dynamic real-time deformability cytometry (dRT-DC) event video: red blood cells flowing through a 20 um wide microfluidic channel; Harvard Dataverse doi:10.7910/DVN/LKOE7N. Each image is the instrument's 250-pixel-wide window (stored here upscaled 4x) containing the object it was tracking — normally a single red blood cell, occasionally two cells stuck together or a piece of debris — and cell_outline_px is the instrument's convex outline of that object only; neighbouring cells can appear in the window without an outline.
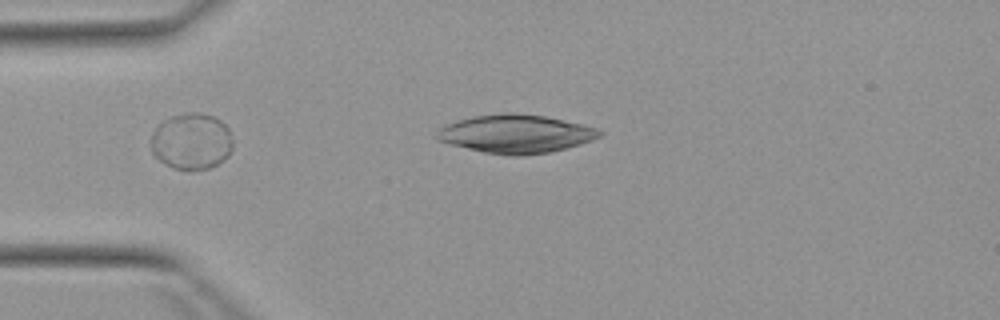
{"species": "Egyptian fruit bat (a non-hibernating species)", "species_latin": "Rousettus aegyptiacus", "temperature_condition": "warm", "stored_images_in_passage": 3, "camera_frame_rate_fps": 3000, "um_per_image_px": 0.085, "animal": {"sex": "female"}, "frame": {"image": 1, "passage_image": 3, "time_ms": 2.333, "image_size_px": [1000, 320], "cell_outline_px": [[604, 132], [600, 136], [592, 140], [580, 144], [548, 152], [524, 156], [508, 156], [484, 152], [448, 144], [436, 140], [436, 132], [440, 128], [456, 120], [476, 116], [544, 116], [580, 124], [596, 128]], "centroid_in_image_um": [43.82, 11.43], "position_along_channel_um": 41.2, "area_um2": 35.2}}